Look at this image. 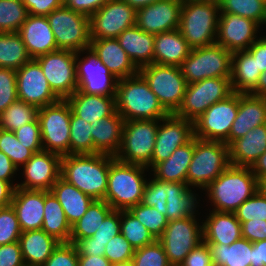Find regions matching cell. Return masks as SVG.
Segmentation results:
<instances>
[{
    "mask_svg": "<svg viewBox=\"0 0 266 266\" xmlns=\"http://www.w3.org/2000/svg\"><path fill=\"white\" fill-rule=\"evenodd\" d=\"M114 156L106 154L65 155L61 159V177L94 200H104L109 166Z\"/></svg>",
    "mask_w": 266,
    "mask_h": 266,
    "instance_id": "6da1fadb",
    "label": "cell"
},
{
    "mask_svg": "<svg viewBox=\"0 0 266 266\" xmlns=\"http://www.w3.org/2000/svg\"><path fill=\"white\" fill-rule=\"evenodd\" d=\"M213 211L234 213L259 190V180L250 167L229 165L206 188Z\"/></svg>",
    "mask_w": 266,
    "mask_h": 266,
    "instance_id": "7a4b0ae2",
    "label": "cell"
},
{
    "mask_svg": "<svg viewBox=\"0 0 266 266\" xmlns=\"http://www.w3.org/2000/svg\"><path fill=\"white\" fill-rule=\"evenodd\" d=\"M116 111L124 121L162 120L169 114L139 73L118 80Z\"/></svg>",
    "mask_w": 266,
    "mask_h": 266,
    "instance_id": "3957f363",
    "label": "cell"
},
{
    "mask_svg": "<svg viewBox=\"0 0 266 266\" xmlns=\"http://www.w3.org/2000/svg\"><path fill=\"white\" fill-rule=\"evenodd\" d=\"M218 0H183L178 30L192 49L216 43Z\"/></svg>",
    "mask_w": 266,
    "mask_h": 266,
    "instance_id": "277c9868",
    "label": "cell"
},
{
    "mask_svg": "<svg viewBox=\"0 0 266 266\" xmlns=\"http://www.w3.org/2000/svg\"><path fill=\"white\" fill-rule=\"evenodd\" d=\"M137 164L114 160L109 166L107 191L104 200L113 210H129L141 203L147 180L144 170Z\"/></svg>",
    "mask_w": 266,
    "mask_h": 266,
    "instance_id": "5b68a950",
    "label": "cell"
},
{
    "mask_svg": "<svg viewBox=\"0 0 266 266\" xmlns=\"http://www.w3.org/2000/svg\"><path fill=\"white\" fill-rule=\"evenodd\" d=\"M229 165V146L226 143L194 136V153L187 170L186 183L189 187L205 190Z\"/></svg>",
    "mask_w": 266,
    "mask_h": 266,
    "instance_id": "8992f818",
    "label": "cell"
},
{
    "mask_svg": "<svg viewBox=\"0 0 266 266\" xmlns=\"http://www.w3.org/2000/svg\"><path fill=\"white\" fill-rule=\"evenodd\" d=\"M160 121H124L121 146L115 159L123 163L150 167Z\"/></svg>",
    "mask_w": 266,
    "mask_h": 266,
    "instance_id": "52a82bcc",
    "label": "cell"
},
{
    "mask_svg": "<svg viewBox=\"0 0 266 266\" xmlns=\"http://www.w3.org/2000/svg\"><path fill=\"white\" fill-rule=\"evenodd\" d=\"M138 73L148 83L158 101L169 113H175L180 107L187 82L178 66L152 63L139 68Z\"/></svg>",
    "mask_w": 266,
    "mask_h": 266,
    "instance_id": "ba28073f",
    "label": "cell"
},
{
    "mask_svg": "<svg viewBox=\"0 0 266 266\" xmlns=\"http://www.w3.org/2000/svg\"><path fill=\"white\" fill-rule=\"evenodd\" d=\"M43 150L70 155L71 108L66 99L38 108Z\"/></svg>",
    "mask_w": 266,
    "mask_h": 266,
    "instance_id": "9c48e42d",
    "label": "cell"
},
{
    "mask_svg": "<svg viewBox=\"0 0 266 266\" xmlns=\"http://www.w3.org/2000/svg\"><path fill=\"white\" fill-rule=\"evenodd\" d=\"M58 49L73 52L90 47V17L62 5L46 16Z\"/></svg>",
    "mask_w": 266,
    "mask_h": 266,
    "instance_id": "30bf717a",
    "label": "cell"
},
{
    "mask_svg": "<svg viewBox=\"0 0 266 266\" xmlns=\"http://www.w3.org/2000/svg\"><path fill=\"white\" fill-rule=\"evenodd\" d=\"M232 53L217 43L194 48L180 66L187 84L206 78L230 77Z\"/></svg>",
    "mask_w": 266,
    "mask_h": 266,
    "instance_id": "8fae6325",
    "label": "cell"
},
{
    "mask_svg": "<svg viewBox=\"0 0 266 266\" xmlns=\"http://www.w3.org/2000/svg\"><path fill=\"white\" fill-rule=\"evenodd\" d=\"M232 93L230 77L206 78L187 84L182 103L174 114L194 122L212 104L226 99Z\"/></svg>",
    "mask_w": 266,
    "mask_h": 266,
    "instance_id": "7c38bea8",
    "label": "cell"
},
{
    "mask_svg": "<svg viewBox=\"0 0 266 266\" xmlns=\"http://www.w3.org/2000/svg\"><path fill=\"white\" fill-rule=\"evenodd\" d=\"M196 215L170 220L158 241L171 266H180L184 258L203 241V225Z\"/></svg>",
    "mask_w": 266,
    "mask_h": 266,
    "instance_id": "4fadbf2b",
    "label": "cell"
},
{
    "mask_svg": "<svg viewBox=\"0 0 266 266\" xmlns=\"http://www.w3.org/2000/svg\"><path fill=\"white\" fill-rule=\"evenodd\" d=\"M239 93L233 92L226 99L212 104L194 121V136L207 141L228 145L231 126L237 116Z\"/></svg>",
    "mask_w": 266,
    "mask_h": 266,
    "instance_id": "5bb4252c",
    "label": "cell"
},
{
    "mask_svg": "<svg viewBox=\"0 0 266 266\" xmlns=\"http://www.w3.org/2000/svg\"><path fill=\"white\" fill-rule=\"evenodd\" d=\"M48 80L50 88L66 99L78 89L76 52L58 49L35 58Z\"/></svg>",
    "mask_w": 266,
    "mask_h": 266,
    "instance_id": "9a60e30c",
    "label": "cell"
},
{
    "mask_svg": "<svg viewBox=\"0 0 266 266\" xmlns=\"http://www.w3.org/2000/svg\"><path fill=\"white\" fill-rule=\"evenodd\" d=\"M136 25V10L123 0H109L90 16L91 39L117 38Z\"/></svg>",
    "mask_w": 266,
    "mask_h": 266,
    "instance_id": "2e32d148",
    "label": "cell"
},
{
    "mask_svg": "<svg viewBox=\"0 0 266 266\" xmlns=\"http://www.w3.org/2000/svg\"><path fill=\"white\" fill-rule=\"evenodd\" d=\"M85 51L89 55L81 59L79 56L81 52ZM76 72L78 90L81 92L116 96L118 79L111 74L109 69L97 58L90 48L76 53Z\"/></svg>",
    "mask_w": 266,
    "mask_h": 266,
    "instance_id": "e0dca14e",
    "label": "cell"
},
{
    "mask_svg": "<svg viewBox=\"0 0 266 266\" xmlns=\"http://www.w3.org/2000/svg\"><path fill=\"white\" fill-rule=\"evenodd\" d=\"M16 87L18 99L37 108L60 100L50 88L40 64L35 59L16 70Z\"/></svg>",
    "mask_w": 266,
    "mask_h": 266,
    "instance_id": "ac0fdd59",
    "label": "cell"
},
{
    "mask_svg": "<svg viewBox=\"0 0 266 266\" xmlns=\"http://www.w3.org/2000/svg\"><path fill=\"white\" fill-rule=\"evenodd\" d=\"M159 123L151 158V168L168 159L179 147L188 143L194 137V122L174 113L168 114Z\"/></svg>",
    "mask_w": 266,
    "mask_h": 266,
    "instance_id": "d6986e66",
    "label": "cell"
},
{
    "mask_svg": "<svg viewBox=\"0 0 266 266\" xmlns=\"http://www.w3.org/2000/svg\"><path fill=\"white\" fill-rule=\"evenodd\" d=\"M61 159V155L47 150L34 153L22 166L25 181L17 184V187L51 191L54 183L61 177Z\"/></svg>",
    "mask_w": 266,
    "mask_h": 266,
    "instance_id": "ffe728a7",
    "label": "cell"
},
{
    "mask_svg": "<svg viewBox=\"0 0 266 266\" xmlns=\"http://www.w3.org/2000/svg\"><path fill=\"white\" fill-rule=\"evenodd\" d=\"M257 29L259 25L253 20L235 14L220 13L216 43L231 53L247 50L258 40Z\"/></svg>",
    "mask_w": 266,
    "mask_h": 266,
    "instance_id": "44dd1931",
    "label": "cell"
},
{
    "mask_svg": "<svg viewBox=\"0 0 266 266\" xmlns=\"http://www.w3.org/2000/svg\"><path fill=\"white\" fill-rule=\"evenodd\" d=\"M183 0H158L136 11V25L149 34L176 30L179 27Z\"/></svg>",
    "mask_w": 266,
    "mask_h": 266,
    "instance_id": "7402d4cb",
    "label": "cell"
},
{
    "mask_svg": "<svg viewBox=\"0 0 266 266\" xmlns=\"http://www.w3.org/2000/svg\"><path fill=\"white\" fill-rule=\"evenodd\" d=\"M89 48L118 80L138 74L139 69L128 57L117 38L91 39Z\"/></svg>",
    "mask_w": 266,
    "mask_h": 266,
    "instance_id": "603a6c76",
    "label": "cell"
},
{
    "mask_svg": "<svg viewBox=\"0 0 266 266\" xmlns=\"http://www.w3.org/2000/svg\"><path fill=\"white\" fill-rule=\"evenodd\" d=\"M263 124H266V97L239 93L238 112L231 126L228 146L249 130Z\"/></svg>",
    "mask_w": 266,
    "mask_h": 266,
    "instance_id": "cb8c5ba5",
    "label": "cell"
},
{
    "mask_svg": "<svg viewBox=\"0 0 266 266\" xmlns=\"http://www.w3.org/2000/svg\"><path fill=\"white\" fill-rule=\"evenodd\" d=\"M22 232L40 230L44 220V190L16 187L12 202Z\"/></svg>",
    "mask_w": 266,
    "mask_h": 266,
    "instance_id": "d4e9b609",
    "label": "cell"
},
{
    "mask_svg": "<svg viewBox=\"0 0 266 266\" xmlns=\"http://www.w3.org/2000/svg\"><path fill=\"white\" fill-rule=\"evenodd\" d=\"M18 33L32 59L58 50L46 16L28 15Z\"/></svg>",
    "mask_w": 266,
    "mask_h": 266,
    "instance_id": "484cf974",
    "label": "cell"
},
{
    "mask_svg": "<svg viewBox=\"0 0 266 266\" xmlns=\"http://www.w3.org/2000/svg\"><path fill=\"white\" fill-rule=\"evenodd\" d=\"M66 100L71 111L90 124L111 116L116 111V96L87 94L77 89Z\"/></svg>",
    "mask_w": 266,
    "mask_h": 266,
    "instance_id": "4316f807",
    "label": "cell"
},
{
    "mask_svg": "<svg viewBox=\"0 0 266 266\" xmlns=\"http://www.w3.org/2000/svg\"><path fill=\"white\" fill-rule=\"evenodd\" d=\"M91 126L93 154L100 153L115 157L121 146L123 117L115 111L111 116L95 120Z\"/></svg>",
    "mask_w": 266,
    "mask_h": 266,
    "instance_id": "83f0119b",
    "label": "cell"
},
{
    "mask_svg": "<svg viewBox=\"0 0 266 266\" xmlns=\"http://www.w3.org/2000/svg\"><path fill=\"white\" fill-rule=\"evenodd\" d=\"M211 212L207 216L208 218L202 222L205 243L229 246L242 237L241 223L235 213Z\"/></svg>",
    "mask_w": 266,
    "mask_h": 266,
    "instance_id": "f1b7e54d",
    "label": "cell"
},
{
    "mask_svg": "<svg viewBox=\"0 0 266 266\" xmlns=\"http://www.w3.org/2000/svg\"><path fill=\"white\" fill-rule=\"evenodd\" d=\"M265 151L266 124H263L229 145V161L234 166L251 167Z\"/></svg>",
    "mask_w": 266,
    "mask_h": 266,
    "instance_id": "f546056e",
    "label": "cell"
},
{
    "mask_svg": "<svg viewBox=\"0 0 266 266\" xmlns=\"http://www.w3.org/2000/svg\"><path fill=\"white\" fill-rule=\"evenodd\" d=\"M154 37L153 63L180 67L190 55L192 48L178 29L158 33Z\"/></svg>",
    "mask_w": 266,
    "mask_h": 266,
    "instance_id": "4dcf8cb0",
    "label": "cell"
},
{
    "mask_svg": "<svg viewBox=\"0 0 266 266\" xmlns=\"http://www.w3.org/2000/svg\"><path fill=\"white\" fill-rule=\"evenodd\" d=\"M117 40L138 69L153 63L155 40L153 34L142 31L134 25L125 29Z\"/></svg>",
    "mask_w": 266,
    "mask_h": 266,
    "instance_id": "1f68e13d",
    "label": "cell"
},
{
    "mask_svg": "<svg viewBox=\"0 0 266 266\" xmlns=\"http://www.w3.org/2000/svg\"><path fill=\"white\" fill-rule=\"evenodd\" d=\"M19 243L24 263L30 266H42L60 244L42 229L22 232Z\"/></svg>",
    "mask_w": 266,
    "mask_h": 266,
    "instance_id": "d6a6232c",
    "label": "cell"
},
{
    "mask_svg": "<svg viewBox=\"0 0 266 266\" xmlns=\"http://www.w3.org/2000/svg\"><path fill=\"white\" fill-rule=\"evenodd\" d=\"M260 76L257 59L247 50L232 53L230 83L233 92L251 93Z\"/></svg>",
    "mask_w": 266,
    "mask_h": 266,
    "instance_id": "836d02e7",
    "label": "cell"
},
{
    "mask_svg": "<svg viewBox=\"0 0 266 266\" xmlns=\"http://www.w3.org/2000/svg\"><path fill=\"white\" fill-rule=\"evenodd\" d=\"M51 192L58 199L68 223L72 226L88 210L93 198L84 194L74 185L60 177L52 186Z\"/></svg>",
    "mask_w": 266,
    "mask_h": 266,
    "instance_id": "e575fe53",
    "label": "cell"
},
{
    "mask_svg": "<svg viewBox=\"0 0 266 266\" xmlns=\"http://www.w3.org/2000/svg\"><path fill=\"white\" fill-rule=\"evenodd\" d=\"M194 153V137L186 144L179 146L171 156L156 164L152 169L154 178L167 182L186 183L187 170Z\"/></svg>",
    "mask_w": 266,
    "mask_h": 266,
    "instance_id": "d590c367",
    "label": "cell"
},
{
    "mask_svg": "<svg viewBox=\"0 0 266 266\" xmlns=\"http://www.w3.org/2000/svg\"><path fill=\"white\" fill-rule=\"evenodd\" d=\"M166 194V217L169 221L196 214L199 202L187 183L167 182Z\"/></svg>",
    "mask_w": 266,
    "mask_h": 266,
    "instance_id": "8d00e7d4",
    "label": "cell"
},
{
    "mask_svg": "<svg viewBox=\"0 0 266 266\" xmlns=\"http://www.w3.org/2000/svg\"><path fill=\"white\" fill-rule=\"evenodd\" d=\"M43 217L42 230L60 243H68L71 235V225L66 219L61 204L51 191L44 190Z\"/></svg>",
    "mask_w": 266,
    "mask_h": 266,
    "instance_id": "74e56055",
    "label": "cell"
},
{
    "mask_svg": "<svg viewBox=\"0 0 266 266\" xmlns=\"http://www.w3.org/2000/svg\"><path fill=\"white\" fill-rule=\"evenodd\" d=\"M252 243L241 237L231 245L208 244L214 266H250Z\"/></svg>",
    "mask_w": 266,
    "mask_h": 266,
    "instance_id": "f35d334b",
    "label": "cell"
},
{
    "mask_svg": "<svg viewBox=\"0 0 266 266\" xmlns=\"http://www.w3.org/2000/svg\"><path fill=\"white\" fill-rule=\"evenodd\" d=\"M112 210L105 200H94L86 213L71 226L69 242L76 244L80 239L93 236Z\"/></svg>",
    "mask_w": 266,
    "mask_h": 266,
    "instance_id": "ab89813d",
    "label": "cell"
},
{
    "mask_svg": "<svg viewBox=\"0 0 266 266\" xmlns=\"http://www.w3.org/2000/svg\"><path fill=\"white\" fill-rule=\"evenodd\" d=\"M31 59L18 32H0V67L17 70Z\"/></svg>",
    "mask_w": 266,
    "mask_h": 266,
    "instance_id": "60d3db41",
    "label": "cell"
},
{
    "mask_svg": "<svg viewBox=\"0 0 266 266\" xmlns=\"http://www.w3.org/2000/svg\"><path fill=\"white\" fill-rule=\"evenodd\" d=\"M220 13H230L266 24V0H218Z\"/></svg>",
    "mask_w": 266,
    "mask_h": 266,
    "instance_id": "b9f144b4",
    "label": "cell"
},
{
    "mask_svg": "<svg viewBox=\"0 0 266 266\" xmlns=\"http://www.w3.org/2000/svg\"><path fill=\"white\" fill-rule=\"evenodd\" d=\"M120 230L134 250L156 241L147 228L129 210H120Z\"/></svg>",
    "mask_w": 266,
    "mask_h": 266,
    "instance_id": "7bdbcfd3",
    "label": "cell"
},
{
    "mask_svg": "<svg viewBox=\"0 0 266 266\" xmlns=\"http://www.w3.org/2000/svg\"><path fill=\"white\" fill-rule=\"evenodd\" d=\"M38 108L17 99L0 114V128L14 132L37 118Z\"/></svg>",
    "mask_w": 266,
    "mask_h": 266,
    "instance_id": "ee69618b",
    "label": "cell"
},
{
    "mask_svg": "<svg viewBox=\"0 0 266 266\" xmlns=\"http://www.w3.org/2000/svg\"><path fill=\"white\" fill-rule=\"evenodd\" d=\"M92 126L71 111L70 155L93 154Z\"/></svg>",
    "mask_w": 266,
    "mask_h": 266,
    "instance_id": "f6af8a7d",
    "label": "cell"
},
{
    "mask_svg": "<svg viewBox=\"0 0 266 266\" xmlns=\"http://www.w3.org/2000/svg\"><path fill=\"white\" fill-rule=\"evenodd\" d=\"M28 15L21 0H0V32H18Z\"/></svg>",
    "mask_w": 266,
    "mask_h": 266,
    "instance_id": "bcb514c9",
    "label": "cell"
},
{
    "mask_svg": "<svg viewBox=\"0 0 266 266\" xmlns=\"http://www.w3.org/2000/svg\"><path fill=\"white\" fill-rule=\"evenodd\" d=\"M129 211L142 223L152 236L158 240L164 232L169 220L157 209L137 204L129 209Z\"/></svg>",
    "mask_w": 266,
    "mask_h": 266,
    "instance_id": "7dc6e473",
    "label": "cell"
},
{
    "mask_svg": "<svg viewBox=\"0 0 266 266\" xmlns=\"http://www.w3.org/2000/svg\"><path fill=\"white\" fill-rule=\"evenodd\" d=\"M0 151L4 152L18 167L23 166L34 154L26 145L20 143L14 132L0 128Z\"/></svg>",
    "mask_w": 266,
    "mask_h": 266,
    "instance_id": "c3c4849f",
    "label": "cell"
},
{
    "mask_svg": "<svg viewBox=\"0 0 266 266\" xmlns=\"http://www.w3.org/2000/svg\"><path fill=\"white\" fill-rule=\"evenodd\" d=\"M134 266H171L162 244L156 240L152 244L134 250Z\"/></svg>",
    "mask_w": 266,
    "mask_h": 266,
    "instance_id": "681fc988",
    "label": "cell"
},
{
    "mask_svg": "<svg viewBox=\"0 0 266 266\" xmlns=\"http://www.w3.org/2000/svg\"><path fill=\"white\" fill-rule=\"evenodd\" d=\"M234 213L241 224L250 220L266 221V196L258 190L244 201Z\"/></svg>",
    "mask_w": 266,
    "mask_h": 266,
    "instance_id": "f907efd6",
    "label": "cell"
},
{
    "mask_svg": "<svg viewBox=\"0 0 266 266\" xmlns=\"http://www.w3.org/2000/svg\"><path fill=\"white\" fill-rule=\"evenodd\" d=\"M22 230L12 205L0 210V245L19 241Z\"/></svg>",
    "mask_w": 266,
    "mask_h": 266,
    "instance_id": "816d5d0a",
    "label": "cell"
},
{
    "mask_svg": "<svg viewBox=\"0 0 266 266\" xmlns=\"http://www.w3.org/2000/svg\"><path fill=\"white\" fill-rule=\"evenodd\" d=\"M166 192L167 181L152 178L151 181L146 182L141 203L148 207L154 206L158 212L166 216Z\"/></svg>",
    "mask_w": 266,
    "mask_h": 266,
    "instance_id": "f5cc1de1",
    "label": "cell"
},
{
    "mask_svg": "<svg viewBox=\"0 0 266 266\" xmlns=\"http://www.w3.org/2000/svg\"><path fill=\"white\" fill-rule=\"evenodd\" d=\"M17 99L16 70L0 67V114Z\"/></svg>",
    "mask_w": 266,
    "mask_h": 266,
    "instance_id": "db71d44e",
    "label": "cell"
},
{
    "mask_svg": "<svg viewBox=\"0 0 266 266\" xmlns=\"http://www.w3.org/2000/svg\"><path fill=\"white\" fill-rule=\"evenodd\" d=\"M134 249L130 243L120 233L111 239L105 247V257L111 264L131 260Z\"/></svg>",
    "mask_w": 266,
    "mask_h": 266,
    "instance_id": "11a10c76",
    "label": "cell"
},
{
    "mask_svg": "<svg viewBox=\"0 0 266 266\" xmlns=\"http://www.w3.org/2000/svg\"><path fill=\"white\" fill-rule=\"evenodd\" d=\"M16 138L34 153L43 150L41 130L38 118L22 125L14 131Z\"/></svg>",
    "mask_w": 266,
    "mask_h": 266,
    "instance_id": "9f6ffc18",
    "label": "cell"
},
{
    "mask_svg": "<svg viewBox=\"0 0 266 266\" xmlns=\"http://www.w3.org/2000/svg\"><path fill=\"white\" fill-rule=\"evenodd\" d=\"M42 266H78V250L73 243H60Z\"/></svg>",
    "mask_w": 266,
    "mask_h": 266,
    "instance_id": "6f0895ef",
    "label": "cell"
},
{
    "mask_svg": "<svg viewBox=\"0 0 266 266\" xmlns=\"http://www.w3.org/2000/svg\"><path fill=\"white\" fill-rule=\"evenodd\" d=\"M120 233V210H112L91 238L92 242L105 243L106 246L111 239Z\"/></svg>",
    "mask_w": 266,
    "mask_h": 266,
    "instance_id": "680465c9",
    "label": "cell"
},
{
    "mask_svg": "<svg viewBox=\"0 0 266 266\" xmlns=\"http://www.w3.org/2000/svg\"><path fill=\"white\" fill-rule=\"evenodd\" d=\"M180 266H214L208 244L202 241L185 258Z\"/></svg>",
    "mask_w": 266,
    "mask_h": 266,
    "instance_id": "91938a15",
    "label": "cell"
},
{
    "mask_svg": "<svg viewBox=\"0 0 266 266\" xmlns=\"http://www.w3.org/2000/svg\"><path fill=\"white\" fill-rule=\"evenodd\" d=\"M24 264L19 241L0 245V266H23Z\"/></svg>",
    "mask_w": 266,
    "mask_h": 266,
    "instance_id": "94428289",
    "label": "cell"
},
{
    "mask_svg": "<svg viewBox=\"0 0 266 266\" xmlns=\"http://www.w3.org/2000/svg\"><path fill=\"white\" fill-rule=\"evenodd\" d=\"M29 15L47 16L63 5V0H22Z\"/></svg>",
    "mask_w": 266,
    "mask_h": 266,
    "instance_id": "6125c7cd",
    "label": "cell"
},
{
    "mask_svg": "<svg viewBox=\"0 0 266 266\" xmlns=\"http://www.w3.org/2000/svg\"><path fill=\"white\" fill-rule=\"evenodd\" d=\"M242 237L250 242L266 240V221L250 220L241 224Z\"/></svg>",
    "mask_w": 266,
    "mask_h": 266,
    "instance_id": "be15d7a7",
    "label": "cell"
},
{
    "mask_svg": "<svg viewBox=\"0 0 266 266\" xmlns=\"http://www.w3.org/2000/svg\"><path fill=\"white\" fill-rule=\"evenodd\" d=\"M109 0H63V5L69 9L90 17Z\"/></svg>",
    "mask_w": 266,
    "mask_h": 266,
    "instance_id": "e7e4bbea",
    "label": "cell"
},
{
    "mask_svg": "<svg viewBox=\"0 0 266 266\" xmlns=\"http://www.w3.org/2000/svg\"><path fill=\"white\" fill-rule=\"evenodd\" d=\"M78 255L85 256H104L105 255V243L92 242L91 237L80 239L75 244Z\"/></svg>",
    "mask_w": 266,
    "mask_h": 266,
    "instance_id": "03108f58",
    "label": "cell"
},
{
    "mask_svg": "<svg viewBox=\"0 0 266 266\" xmlns=\"http://www.w3.org/2000/svg\"><path fill=\"white\" fill-rule=\"evenodd\" d=\"M247 51L257 59L258 69L261 74L266 73V43L259 38Z\"/></svg>",
    "mask_w": 266,
    "mask_h": 266,
    "instance_id": "003e7915",
    "label": "cell"
},
{
    "mask_svg": "<svg viewBox=\"0 0 266 266\" xmlns=\"http://www.w3.org/2000/svg\"><path fill=\"white\" fill-rule=\"evenodd\" d=\"M19 171L18 167L11 161V159L2 151H0V179L13 184L11 178L13 179L15 172Z\"/></svg>",
    "mask_w": 266,
    "mask_h": 266,
    "instance_id": "a7ac6f4b",
    "label": "cell"
},
{
    "mask_svg": "<svg viewBox=\"0 0 266 266\" xmlns=\"http://www.w3.org/2000/svg\"><path fill=\"white\" fill-rule=\"evenodd\" d=\"M252 263L250 266H266V240L252 243Z\"/></svg>",
    "mask_w": 266,
    "mask_h": 266,
    "instance_id": "89a4df30",
    "label": "cell"
},
{
    "mask_svg": "<svg viewBox=\"0 0 266 266\" xmlns=\"http://www.w3.org/2000/svg\"><path fill=\"white\" fill-rule=\"evenodd\" d=\"M16 187L17 184L11 185L9 182L0 179V205L2 207L11 205Z\"/></svg>",
    "mask_w": 266,
    "mask_h": 266,
    "instance_id": "2644e50d",
    "label": "cell"
},
{
    "mask_svg": "<svg viewBox=\"0 0 266 266\" xmlns=\"http://www.w3.org/2000/svg\"><path fill=\"white\" fill-rule=\"evenodd\" d=\"M78 266H111V262L105 256L78 255Z\"/></svg>",
    "mask_w": 266,
    "mask_h": 266,
    "instance_id": "8c879c8a",
    "label": "cell"
},
{
    "mask_svg": "<svg viewBox=\"0 0 266 266\" xmlns=\"http://www.w3.org/2000/svg\"><path fill=\"white\" fill-rule=\"evenodd\" d=\"M258 180L266 176V151L250 167Z\"/></svg>",
    "mask_w": 266,
    "mask_h": 266,
    "instance_id": "753ad0ef",
    "label": "cell"
},
{
    "mask_svg": "<svg viewBox=\"0 0 266 266\" xmlns=\"http://www.w3.org/2000/svg\"><path fill=\"white\" fill-rule=\"evenodd\" d=\"M250 94L266 97V73L261 74L256 88Z\"/></svg>",
    "mask_w": 266,
    "mask_h": 266,
    "instance_id": "34e18365",
    "label": "cell"
},
{
    "mask_svg": "<svg viewBox=\"0 0 266 266\" xmlns=\"http://www.w3.org/2000/svg\"><path fill=\"white\" fill-rule=\"evenodd\" d=\"M123 1L137 11L147 5L157 2L158 0H123Z\"/></svg>",
    "mask_w": 266,
    "mask_h": 266,
    "instance_id": "11e5206c",
    "label": "cell"
},
{
    "mask_svg": "<svg viewBox=\"0 0 266 266\" xmlns=\"http://www.w3.org/2000/svg\"><path fill=\"white\" fill-rule=\"evenodd\" d=\"M259 190L266 196V176L259 180Z\"/></svg>",
    "mask_w": 266,
    "mask_h": 266,
    "instance_id": "2a66077c",
    "label": "cell"
},
{
    "mask_svg": "<svg viewBox=\"0 0 266 266\" xmlns=\"http://www.w3.org/2000/svg\"><path fill=\"white\" fill-rule=\"evenodd\" d=\"M111 266H134V263L131 259V260H128L125 262H119V263L111 264Z\"/></svg>",
    "mask_w": 266,
    "mask_h": 266,
    "instance_id": "b9fcfbb0",
    "label": "cell"
},
{
    "mask_svg": "<svg viewBox=\"0 0 266 266\" xmlns=\"http://www.w3.org/2000/svg\"><path fill=\"white\" fill-rule=\"evenodd\" d=\"M266 43V36L260 37Z\"/></svg>",
    "mask_w": 266,
    "mask_h": 266,
    "instance_id": "09005b40",
    "label": "cell"
}]
</instances>
